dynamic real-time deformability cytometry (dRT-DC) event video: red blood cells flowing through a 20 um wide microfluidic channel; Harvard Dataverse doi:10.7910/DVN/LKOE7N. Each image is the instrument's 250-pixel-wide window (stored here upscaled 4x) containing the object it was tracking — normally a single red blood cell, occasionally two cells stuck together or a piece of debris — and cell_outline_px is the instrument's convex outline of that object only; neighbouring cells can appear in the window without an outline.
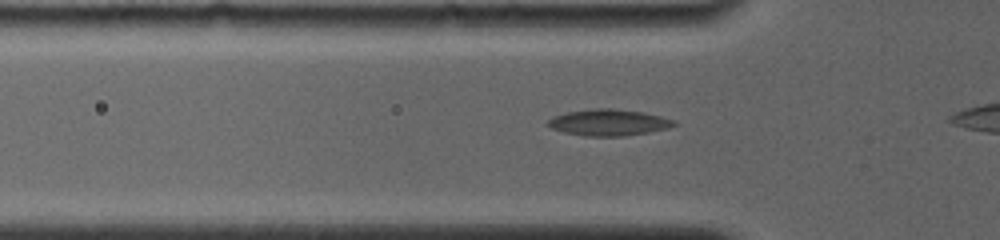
{"species": "common noctule bat (a hibernating species)", "species_latin": "Nyctalus noctula", "temperature_condition": "room temperature", "stored_images_in_passage": 21, "camera_frame_rate_fps": 4000, "um_per_image_px": 0.085, "animal": {"sex": "female", "body_mass_g": 19.0, "forearm_length_mm": 56.7}, "frame": {"image": 1, "passage_image": 9, "time_ms": 2.0, "image_size_px": [1000, 240], "cell_outline_px": [[676, 124], [668, 128], [648, 132], [624, 136], [584, 136], [564, 132], [552, 128], [548, 124], [548, 120], [552, 116], [568, 112], [596, 108], [612, 108], [640, 112], [660, 116], [676, 120]], "centroid_in_image_um": [51.73, 10.41], "position_along_channel_um": 74.1, "area_um2": 19.19}}
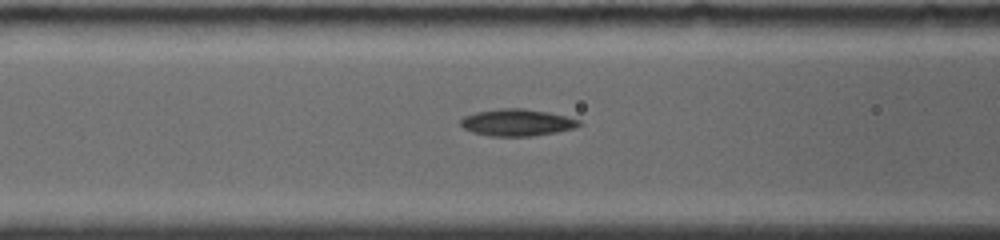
{"frame": {"image": 2, "passage_image": 14, "time_ms": 3.25, "image_size_px": [1000, 240], "cell_outline_px": [[584, 124], [572, 128], [556, 132], [532, 136], [488, 136], [472, 132], [464, 128], [460, 124], [460, 120], [464, 116], [476, 112], [500, 108], [524, 108], [548, 112], [580, 120]], "centroid_in_image_um": [43.93, 10.41], "position_along_channel_um": 122.7, "area_um2": 18.55}}
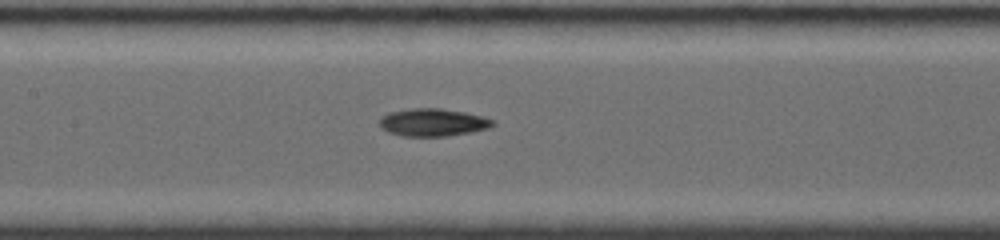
{"frame": {"image": 3, "passage_image": 19, "time_ms": 4.5, "image_size_px": [1000, 240], "cell_outline_px": [[496, 124], [488, 128], [472, 132], [448, 136], [400, 136], [388, 132], [380, 128], [380, 120], [388, 112], [408, 108], [440, 108], [464, 112], [484, 116], [496, 120]], "centroid_in_image_um": [36.82, 10.4], "position_along_channel_um": 170.6, "area_um2": 18.5}}